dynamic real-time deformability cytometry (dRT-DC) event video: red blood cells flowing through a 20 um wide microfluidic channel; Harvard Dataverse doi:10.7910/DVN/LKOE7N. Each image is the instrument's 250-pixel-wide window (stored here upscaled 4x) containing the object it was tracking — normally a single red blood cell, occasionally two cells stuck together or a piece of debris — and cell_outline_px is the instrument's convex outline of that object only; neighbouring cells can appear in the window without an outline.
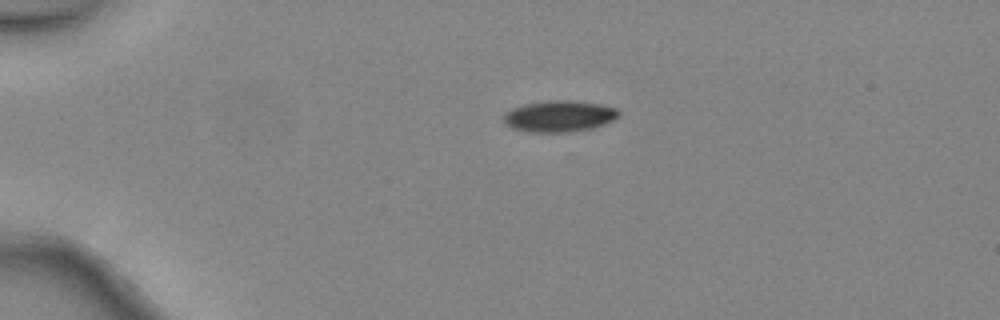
{"species": "common noctule bat (a hibernating species)", "species_latin": "Nyctalus noctula", "temperature_condition": "warm", "stored_images_in_passage": 25, "camera_frame_rate_fps": 3000, "um_per_image_px": 0.085, "animal": {"sex": "female", "body_mass_g": 24.6, "forearm_length_mm": 56.2}, "frame": {"image": 1, "passage_image": 1, "time_ms": 0.0, "image_size_px": [1000, 320], "cell_outline_px": [[620, 116], [604, 124], [592, 128], [568, 132], [528, 132], [512, 128], [504, 124], [504, 112], [512, 108], [524, 104], [548, 100], [568, 100], [600, 104], [616, 108], [620, 112]], "centroid_in_image_um": [47.51, 9.88], "position_along_channel_um": 37.5, "area_um2": 21.1}}
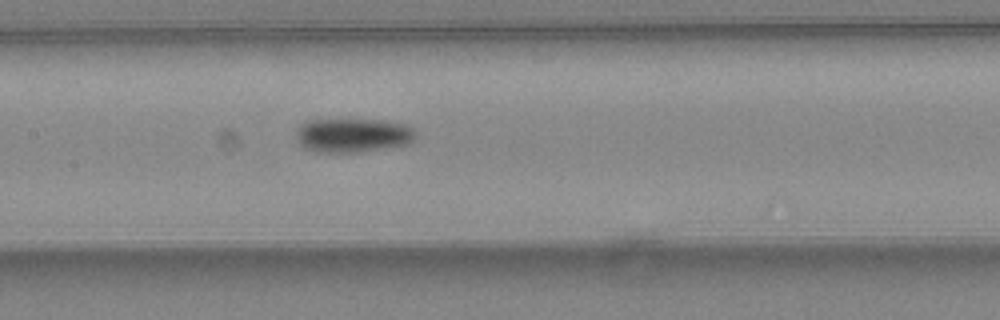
{"frame": {"image": 2, "passage_image": 14, "time_ms": 4.333, "image_size_px": [1000, 320], "cell_outline_px": [[416, 136], [408, 144], [360, 152], [316, 152], [304, 148], [296, 140], [296, 128], [300, 124], [308, 120], [384, 120], [408, 124], [416, 132]], "centroid_in_image_um": [29.98, 11.49], "position_along_channel_um": 177.4, "area_um2": 23.93}}
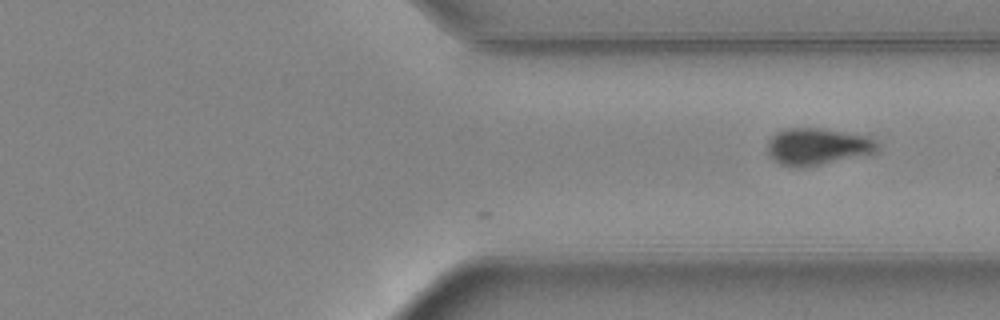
{"frame": {"image": 3, "passage_image": 25, "time_ms": 8.0, "image_size_px": [1000, 320], "cell_outline_px": [[876, 152], [868, 156], [800, 168], [780, 164], [768, 152], [768, 140], [776, 132], [792, 128], [820, 128], [844, 132], [864, 136], [872, 140], [876, 144]], "centroid_in_image_um": [69.49, 12.47], "position_along_channel_um": 341.9, "area_um2": 23.41}}